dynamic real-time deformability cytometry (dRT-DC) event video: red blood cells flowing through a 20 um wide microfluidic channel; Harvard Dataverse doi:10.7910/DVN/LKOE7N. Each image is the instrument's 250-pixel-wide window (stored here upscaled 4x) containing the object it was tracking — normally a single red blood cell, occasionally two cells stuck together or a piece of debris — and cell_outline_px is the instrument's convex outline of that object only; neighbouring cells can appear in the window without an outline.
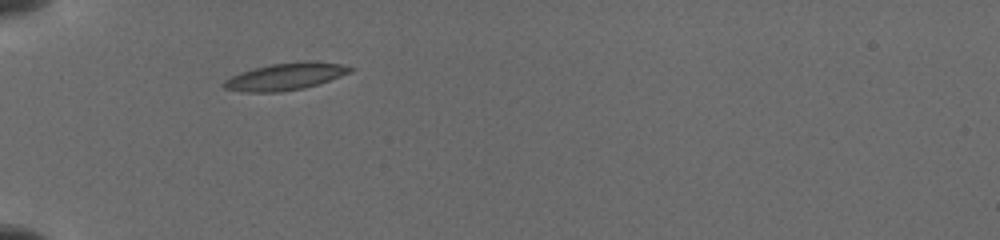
{"species": "common noctule bat (a hibernating species)", "species_latin": "Nyctalus noctula", "temperature_condition": "cold", "stored_images_in_passage": 7, "camera_frame_rate_fps": 3000, "um_per_image_px": 0.085, "animal": {"sex": "female", "body_mass_g": 19.5, "forearm_length_mm": 54.1}, "frame": {"image": 1, "passage_image": 1, "time_ms": 0.0, "image_size_px": [1000, 240], "cell_outline_px": [[356, 68], [352, 72], [304, 88], [280, 92], [240, 92], [224, 88], [220, 84], [224, 80], [240, 72], [272, 64], [308, 60], [316, 60], [344, 64]], "centroid_in_image_um": [24.28, 6.49], "position_along_channel_um": 60.7, "area_um2": 20.11}}
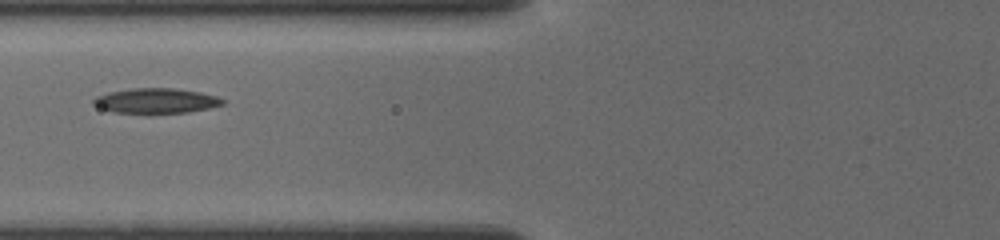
{"frame": {"image": 2, "passage_image": 4, "time_ms": 1.667, "image_size_px": [1000, 240], "cell_outline_px": [[224, 104], [208, 108], [188, 112], [112, 112], [100, 108], [92, 104], [92, 100], [96, 96], [108, 92], [132, 88], [176, 88], [200, 92], [216, 96], [224, 100]], "centroid_in_image_um": [13.23, 8.55], "position_along_channel_um": 112.6, "area_um2": 18.61}}
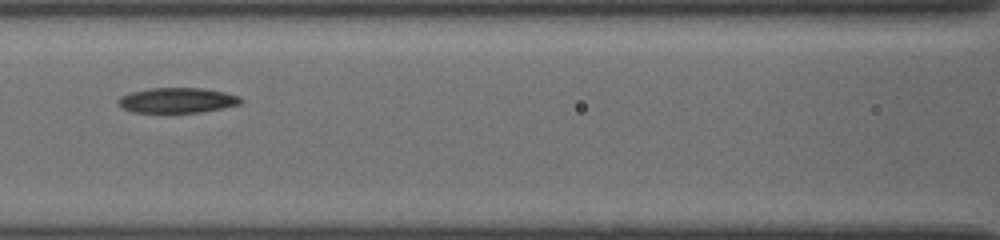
{"frame": {"image": 3, "passage_image": 6, "time_ms": 2.667, "image_size_px": [1000, 240], "cell_outline_px": [[244, 100], [240, 104], [200, 112], [132, 112], [124, 108], [116, 100], [120, 96], [132, 92], [148, 88], [204, 88], [224, 92], [240, 96]], "centroid_in_image_um": [15.08, 8.51], "position_along_channel_um": 151.5, "area_um2": 17.86}}